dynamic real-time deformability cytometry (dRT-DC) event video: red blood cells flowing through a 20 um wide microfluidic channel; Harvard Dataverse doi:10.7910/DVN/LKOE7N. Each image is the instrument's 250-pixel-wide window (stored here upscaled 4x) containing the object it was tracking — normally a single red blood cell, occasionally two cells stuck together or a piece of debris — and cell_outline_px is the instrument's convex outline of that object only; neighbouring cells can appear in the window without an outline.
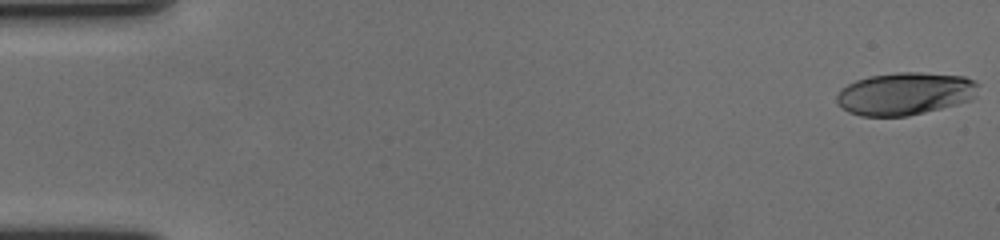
{"species": "human", "species_latin": "Homo sapiens", "temperature_condition": "cold", "stored_images_in_passage": 59, "camera_frame_rate_fps": 3000, "um_per_image_px": 0.085, "donor": {"sex": "female"}, "frame": {"image": 1, "passage_image": 1, "time_ms": 0.0, "image_size_px": [1000, 240], "cell_outline_px": [[980, 84], [976, 96], [972, 100], [908, 116], [860, 116], [848, 112], [836, 104], [836, 96], [840, 88], [856, 80], [868, 76], [896, 72], [920, 72], [964, 76], [976, 80]], "centroid_in_image_um": [76.93, 7.95], "position_along_channel_um": 8.1, "area_um2": 35.6}}
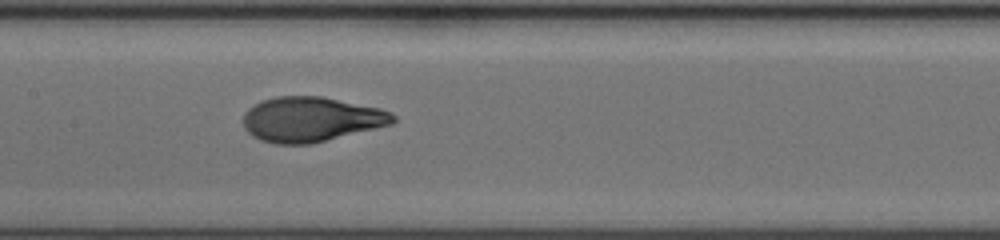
{"frame": {"image": 2, "passage_image": 30, "time_ms": 9.667, "image_size_px": [1000, 240], "cell_outline_px": [[396, 120], [392, 124], [308, 144], [276, 144], [260, 140], [252, 136], [244, 128], [244, 112], [248, 108], [260, 100], [276, 96], [320, 96], [380, 108], [392, 112], [396, 116]], "centroid_in_image_um": [26.41, 10.13], "position_along_channel_um": 181.0, "area_um2": 39.07}}
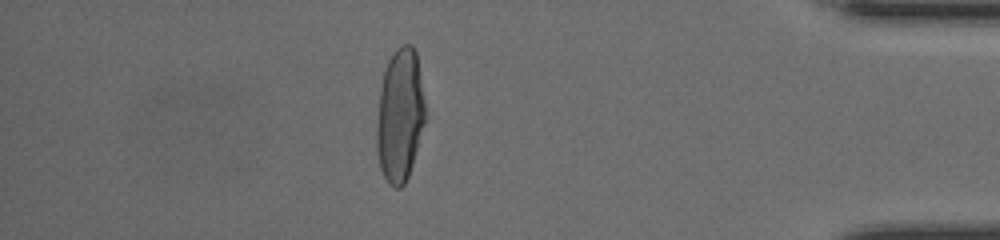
{"frame": {"image": 3, "passage_image": 52, "time_ms": 17.0, "image_size_px": [1000, 240], "cell_outline_px": [[424, 124], [412, 164], [408, 176], [404, 184], [400, 188], [396, 188], [388, 184], [380, 168], [376, 148], [376, 128], [380, 88], [384, 72], [388, 60], [396, 48], [404, 44], [412, 44], [416, 52], [424, 100]], "centroid_in_image_um": [33.97, 9.81], "position_along_channel_um": 401.2, "area_um2": 37.45}, "authors_computed_cell_mechanics": {"area_um2": 38.4948, "velocity_mm_per_s": 3.5459, "shape_relaxation_time_tau1_ms": 4.9551, "shape_relaxation_time_tau2_ms": null, "deformation_change_tau1": 0.2417, "deformation_change_tau2": null}}